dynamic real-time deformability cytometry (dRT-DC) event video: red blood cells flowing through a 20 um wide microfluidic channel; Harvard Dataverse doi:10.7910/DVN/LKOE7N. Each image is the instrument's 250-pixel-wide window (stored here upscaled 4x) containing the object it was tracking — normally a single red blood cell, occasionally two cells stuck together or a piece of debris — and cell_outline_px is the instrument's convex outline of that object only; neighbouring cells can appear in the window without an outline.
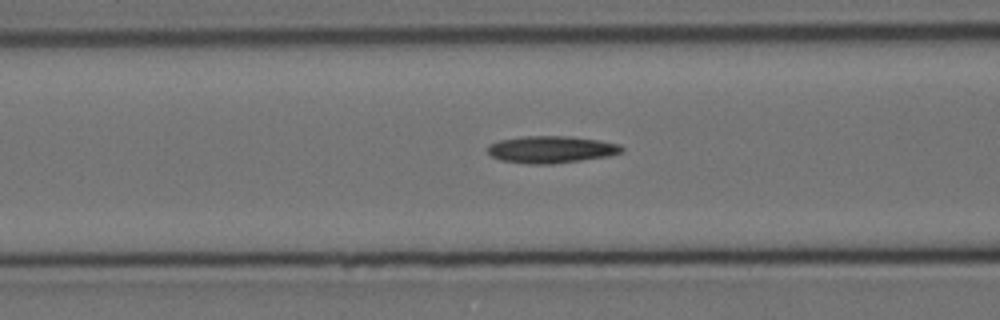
{"species": "Egyptian fruit bat (a non-hibernating species)", "species_latin": "Rousettus aegyptiacus", "temperature_condition": "cold", "stored_images_in_passage": 31, "camera_frame_rate_fps": 3000, "um_per_image_px": 0.085, "animal": {"sex": "female"}, "frame": {"image": 1, "passage_image": 8, "time_ms": 2.333, "image_size_px": [1000, 320], "cell_outline_px": [[624, 152], [608, 156], [552, 164], [528, 164], [500, 160], [492, 156], [488, 152], [488, 144], [500, 140], [524, 136], [572, 136], [600, 140], [620, 144], [624, 148]], "centroid_in_image_um": [46.87, 12.7], "position_along_channel_um": 119.7, "area_um2": 21.27}}
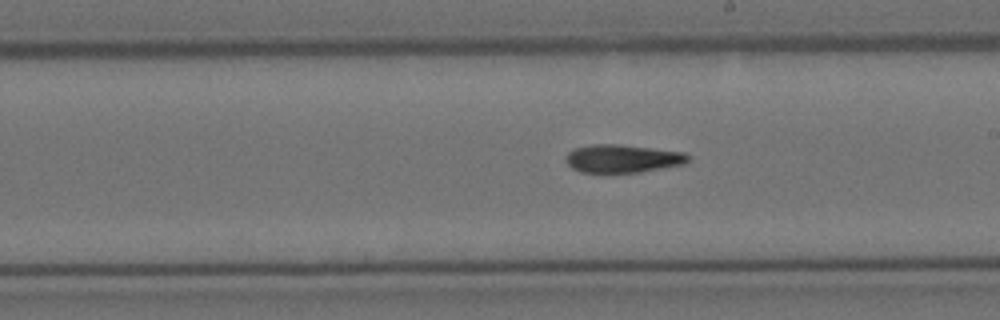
{"frame": {"image": 2, "passage_image": 18, "time_ms": 5.667, "image_size_px": [1000, 320], "cell_outline_px": [[692, 156], [684, 164], [640, 172], [580, 172], [572, 168], [564, 160], [568, 152], [572, 148], [592, 144], [620, 144], [684, 152]], "centroid_in_image_um": [52.9, 13.47], "position_along_channel_um": 236.1, "area_um2": 20.11}}
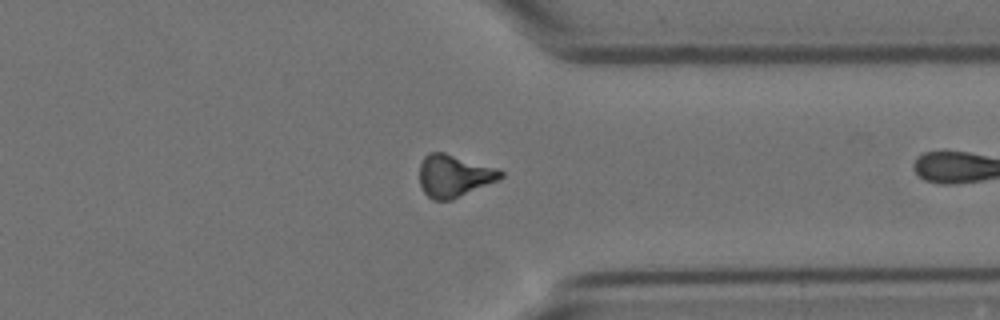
{"frame": {"image": 3, "passage_image": 30, "time_ms": 9.667, "image_size_px": [1000, 320], "cell_outline_px": [[504, 176], [496, 180], [452, 200], [432, 200], [424, 192], [420, 184], [420, 164], [424, 156], [428, 152], [444, 152], [500, 168], [504, 172]], "centroid_in_image_um": [38.59, 14.92], "position_along_channel_um": 372.8, "area_um2": 20.06}}